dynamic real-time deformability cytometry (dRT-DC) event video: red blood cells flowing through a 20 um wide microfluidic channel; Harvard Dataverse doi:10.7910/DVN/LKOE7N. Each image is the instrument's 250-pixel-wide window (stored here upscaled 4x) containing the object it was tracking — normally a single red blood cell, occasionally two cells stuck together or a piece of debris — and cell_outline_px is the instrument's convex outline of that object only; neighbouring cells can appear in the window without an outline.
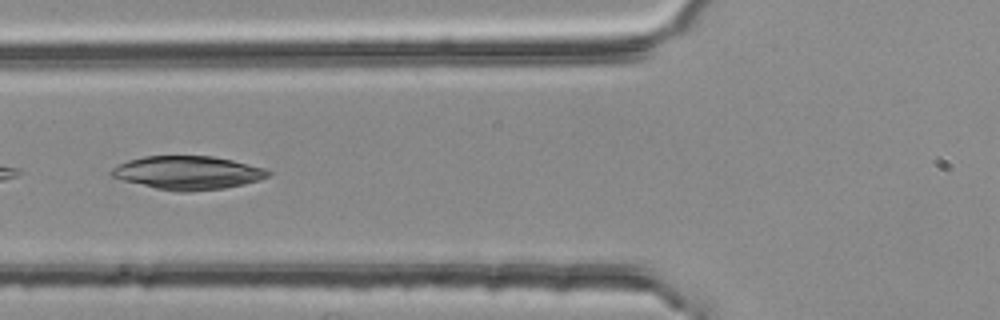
{"species": "common noctule bat (a hibernating species)", "species_latin": "Nyctalus noctula", "temperature_condition": "room temperature", "stored_images_in_passage": 4, "camera_frame_rate_fps": 3000, "um_per_image_px": 0.085, "animal": {"sex": "female", "body_mass_g": 25.1}, "frame": {"image": 1, "passage_image": 4, "time_ms": 1.0, "image_size_px": [1000, 320], "cell_outline_px": [[272, 172], [268, 176], [260, 180], [244, 184], [224, 188], [188, 192], [180, 192], [156, 188], [124, 180], [112, 176], [108, 172], [112, 168], [128, 160], [144, 156], [212, 156], [232, 160], [264, 168]], "centroid_in_image_um": [15.97, 14.68], "position_along_channel_um": 109.8, "area_um2": 30.35}}